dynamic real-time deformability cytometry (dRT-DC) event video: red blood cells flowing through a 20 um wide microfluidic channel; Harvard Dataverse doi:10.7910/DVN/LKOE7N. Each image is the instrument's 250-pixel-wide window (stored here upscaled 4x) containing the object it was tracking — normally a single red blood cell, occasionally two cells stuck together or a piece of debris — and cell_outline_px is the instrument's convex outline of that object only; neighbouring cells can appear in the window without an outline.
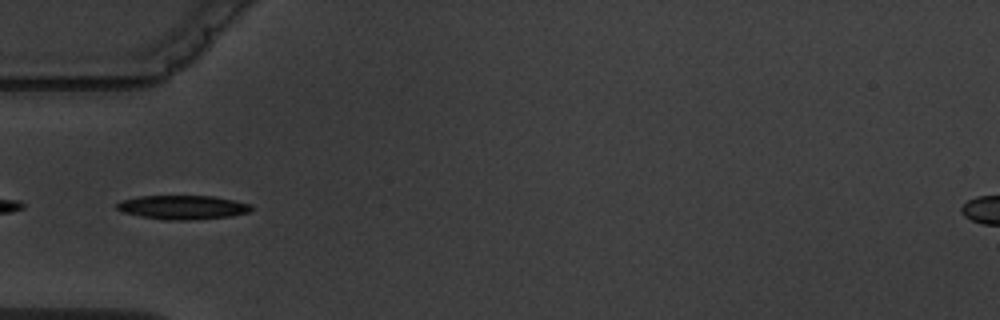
{"species": "common noctule bat (a hibernating species)", "species_latin": "Nyctalus noctula", "temperature_condition": "warm", "stored_images_in_passage": 5, "camera_frame_rate_fps": 3000, "um_per_image_px": 0.085, "animal": {"sex": "male", "body_mass_g": 19.5, "forearm_length_mm": 54.6}, "frame": {"image": 1, "passage_image": 1, "time_ms": 0.0, "image_size_px": [1000, 320], "cell_outline_px": [[252, 208], [248, 212], [232, 216], [192, 220], [168, 220], [144, 216], [124, 212], [116, 208], [116, 204], [120, 200], [140, 196], [212, 196], [236, 200], [252, 204]], "centroid_in_image_um": [15.57, 17.61], "position_along_channel_um": 69.4, "area_um2": 18.73}}
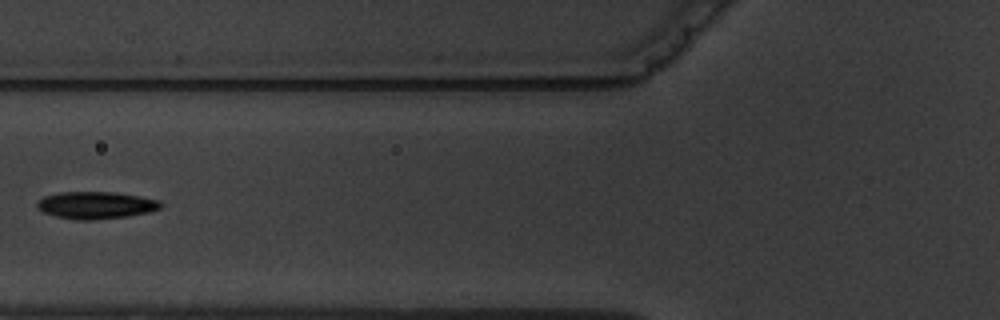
{"frame": {"image": 2, "passage_image": 2, "time_ms": 1.333, "image_size_px": [1000, 320], "cell_outline_px": [[164, 204], [160, 208], [148, 212], [128, 216], [92, 220], [76, 220], [56, 216], [44, 212], [36, 204], [44, 196], [60, 192], [116, 192], [140, 196], [160, 200]], "centroid_in_image_um": [8.2, 17.43], "position_along_channel_um": 117.6, "area_um2": 19.54}}
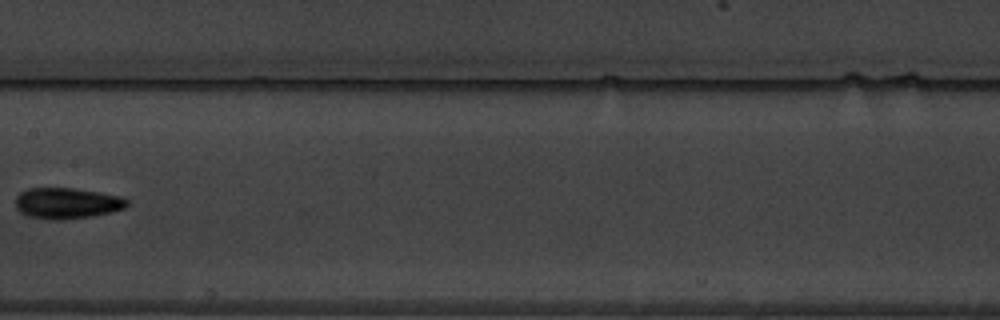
{"frame": {"image": 3, "passage_image": 4, "time_ms": 3.667, "image_size_px": [1000, 320], "cell_outline_px": [[128, 204], [124, 208], [112, 212], [92, 216], [60, 220], [52, 220], [28, 216], [20, 212], [16, 208], [16, 196], [20, 192], [28, 188], [72, 188], [100, 192], [120, 196], [128, 200]], "centroid_in_image_um": [5.68, 17.27], "position_along_channel_um": 201.7, "area_um2": 20.17}}